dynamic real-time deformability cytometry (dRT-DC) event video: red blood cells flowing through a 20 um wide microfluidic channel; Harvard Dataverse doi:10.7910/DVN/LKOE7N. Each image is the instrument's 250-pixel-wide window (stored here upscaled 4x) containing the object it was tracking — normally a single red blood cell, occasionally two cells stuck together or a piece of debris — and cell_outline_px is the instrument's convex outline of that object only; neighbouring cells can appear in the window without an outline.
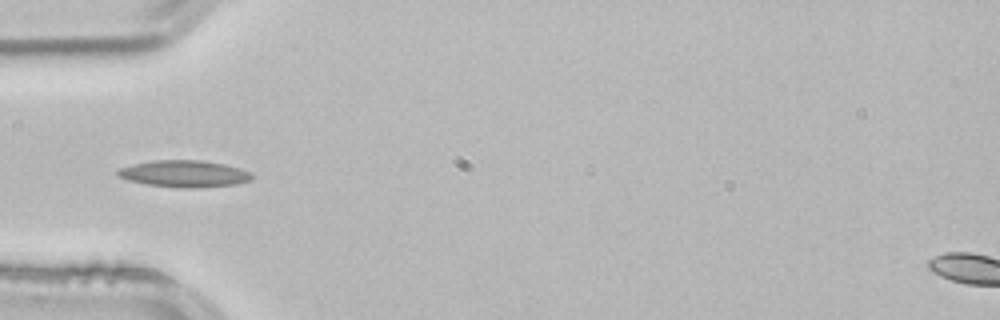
{"species": "common noctule bat (a hibernating species)", "species_latin": "Nyctalus noctula", "temperature_condition": "room temperature", "stored_images_in_passage": 4, "camera_frame_rate_fps": 3000, "um_per_image_px": 0.085, "animal": {"sex": "male", "body_mass_g": 21.5, "forearm_length_mm": 52.0}, "frame": {"image": 1, "passage_image": 4, "time_ms": 1.0, "image_size_px": [1000, 320], "cell_outline_px": [[252, 176], [248, 180], [236, 184], [196, 188], [176, 188], [148, 184], [128, 180], [116, 176], [116, 172], [120, 168], [132, 164], [152, 160], [200, 160], [224, 164], [240, 168], [248, 172]], "centroid_in_image_um": [15.6, 14.77], "position_along_channel_um": 69.4, "area_um2": 20.87}}